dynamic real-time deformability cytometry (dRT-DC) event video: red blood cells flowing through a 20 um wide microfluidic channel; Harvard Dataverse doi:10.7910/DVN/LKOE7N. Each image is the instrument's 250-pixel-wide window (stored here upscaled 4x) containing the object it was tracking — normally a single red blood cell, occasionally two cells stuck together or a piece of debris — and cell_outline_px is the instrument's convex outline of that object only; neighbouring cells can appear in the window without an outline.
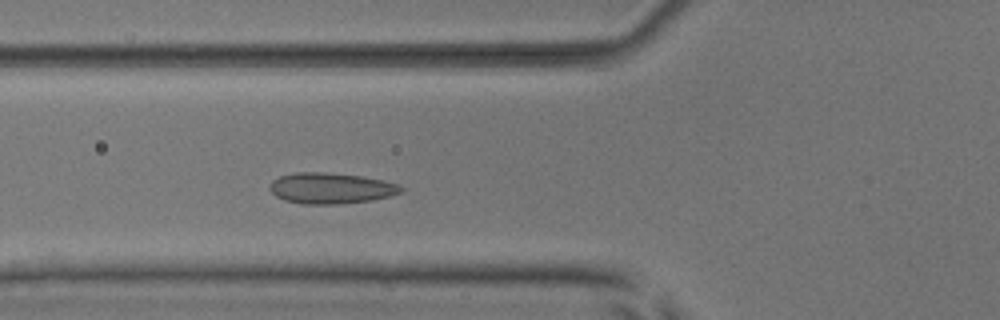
{"species": "common noctule bat (a hibernating species)", "species_latin": "Nyctalus noctula", "temperature_condition": "room temperature", "stored_images_in_passage": 46, "camera_frame_rate_fps": 3000, "um_per_image_px": 0.085, "animal": {"sex": "male", "body_mass_g": 17.9, "forearm_length_mm": 54.2}, "frame": {"image": 1, "passage_image": 13, "time_ms": 4.0, "image_size_px": [1000, 320], "cell_outline_px": [[404, 188], [400, 192], [388, 196], [372, 200], [336, 204], [300, 204], [284, 200], [276, 196], [268, 188], [272, 180], [280, 176], [296, 172], [324, 172], [360, 176], [384, 180], [396, 184]], "centroid_in_image_um": [28.07, 16.0], "position_along_channel_um": 97.7, "area_um2": 23.52}}
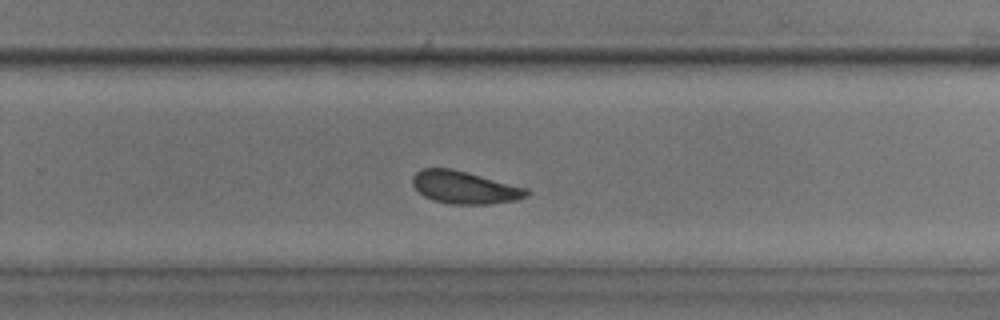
{"frame": {"image": 2, "passage_image": 28, "time_ms": 9.0, "image_size_px": [1000, 320], "cell_outline_px": [[532, 192], [528, 196], [516, 200], [488, 204], [452, 204], [432, 200], [424, 196], [412, 184], [412, 176], [420, 168], [452, 168], [528, 188]], "centroid_in_image_um": [39.51, 15.92], "position_along_channel_um": 290.3, "area_um2": 21.79}}
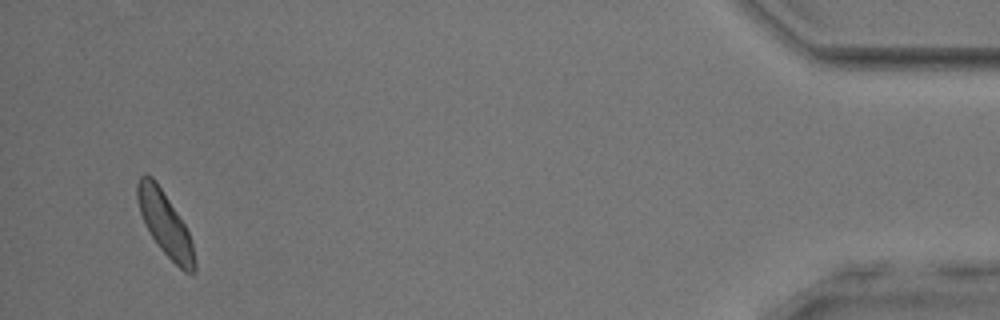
{"frame": {"image": 3, "passage_image": 44, "time_ms": 14.333, "image_size_px": [1000, 320], "cell_outline_px": [[196, 272], [184, 272], [160, 248], [144, 224], [140, 212], [136, 196], [136, 184], [140, 176], [152, 176], [156, 180], [184, 224], [192, 240], [196, 260]], "centroid_in_image_um": [14.03, 19.03], "position_along_channel_um": 421.2, "area_um2": 21.04}, "authors_computed_cell_mechanics": {"area_um2": 21.7906, "velocity_mm_per_s": 3.8635, "shape_relaxation_time_tau1_ms": null, "shape_relaxation_time_tau2_ms": 0.5692, "deformation_change_tau1": null, "deformation_change_tau2": 0.0396}}